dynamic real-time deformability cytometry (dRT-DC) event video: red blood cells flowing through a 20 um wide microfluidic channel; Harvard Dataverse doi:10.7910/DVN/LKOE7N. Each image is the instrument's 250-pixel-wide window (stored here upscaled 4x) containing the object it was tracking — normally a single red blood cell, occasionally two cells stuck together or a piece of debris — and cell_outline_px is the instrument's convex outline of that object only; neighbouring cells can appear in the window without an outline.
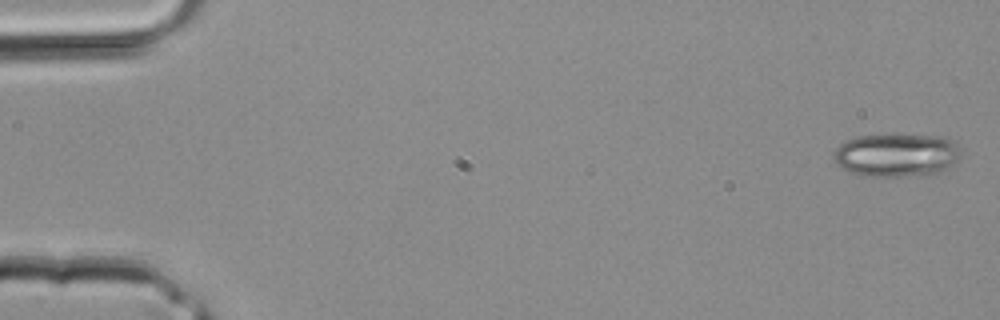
{"species": "common noctule bat (a hibernating species)", "species_latin": "Nyctalus noctula", "temperature_condition": "room temperature", "stored_images_in_passage": 10, "camera_frame_rate_fps": 3000, "um_per_image_px": 0.085, "animal": {"sex": "male", "body_mass_g": 20.4}, "frame": {"image": 1, "passage_image": 1, "time_ms": 0.0, "image_size_px": [1000, 320], "cell_outline_px": [[960, 156], [944, 172], [904, 176], [860, 176], [836, 164], [832, 156], [832, 152], [840, 144], [856, 136], [948, 136], [952, 140]], "centroid_in_image_um": [76.17, 13.2], "position_along_channel_um": 8.8, "area_um2": 31.62}}